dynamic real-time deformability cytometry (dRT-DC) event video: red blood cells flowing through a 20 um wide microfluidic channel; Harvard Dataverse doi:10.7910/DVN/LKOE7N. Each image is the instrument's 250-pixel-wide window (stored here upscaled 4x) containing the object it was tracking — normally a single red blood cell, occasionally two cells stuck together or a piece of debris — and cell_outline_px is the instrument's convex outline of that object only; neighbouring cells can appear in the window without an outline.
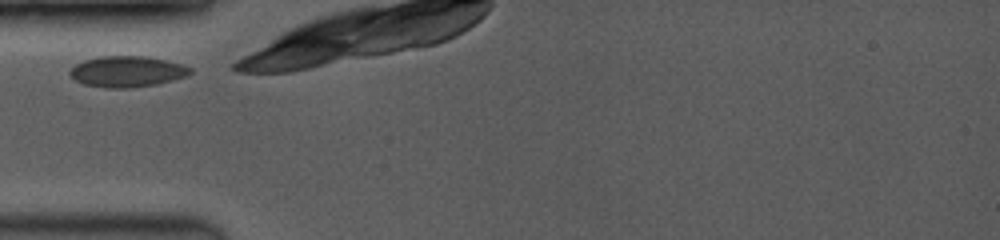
{"species": "common noctule bat (a hibernating species)", "species_latin": "Nyctalus noctula", "temperature_condition": "room temperature", "stored_images_in_passage": 5, "camera_frame_rate_fps": 3500, "um_per_image_px": 0.085, "animal": {"sex": "female", "body_mass_g": 19.0, "forearm_length_mm": 53.3}, "frame": {"image": 1, "passage_image": 1, "time_ms": 0.0, "image_size_px": [1000, 240], "cell_outline_px": [[192, 72], [188, 76], [156, 84], [128, 88], [108, 88], [84, 84], [76, 80], [68, 72], [76, 64], [84, 60], [100, 56], [144, 56], [164, 60], [180, 64], [192, 68]], "centroid_in_image_um": [10.81, 6.08], "position_along_channel_um": 74.2, "area_um2": 21.5}}